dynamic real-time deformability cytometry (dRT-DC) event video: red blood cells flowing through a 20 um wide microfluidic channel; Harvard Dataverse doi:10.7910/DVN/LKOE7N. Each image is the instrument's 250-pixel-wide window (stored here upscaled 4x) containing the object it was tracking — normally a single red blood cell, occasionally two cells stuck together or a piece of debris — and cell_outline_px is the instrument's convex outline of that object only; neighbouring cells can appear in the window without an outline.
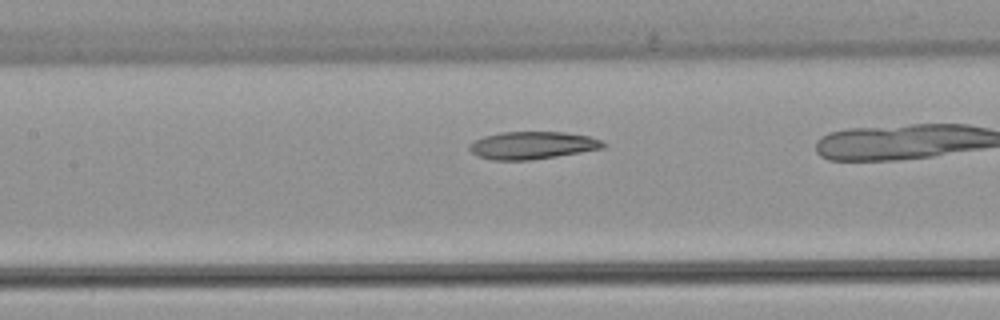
{"species": "common noctule bat (a hibernating species)", "species_latin": "Nyctalus noctula", "temperature_condition": "warm", "stored_images_in_passage": 26, "camera_frame_rate_fps": 3000, "um_per_image_px": 0.085, "animal": {"sex": "female", "body_mass_g": 22.7, "forearm_length_mm": 54.2}, "frame": {"image": 1, "passage_image": 12, "time_ms": 3.667, "image_size_px": [1000, 320], "cell_outline_px": [[608, 144], [604, 148], [556, 156], [528, 160], [492, 160], [476, 156], [468, 148], [468, 144], [484, 136], [500, 132], [564, 132], [588, 136], [600, 140]], "centroid_in_image_um": [45.23, 12.35], "position_along_channel_um": 162.2, "area_um2": 21.44}}